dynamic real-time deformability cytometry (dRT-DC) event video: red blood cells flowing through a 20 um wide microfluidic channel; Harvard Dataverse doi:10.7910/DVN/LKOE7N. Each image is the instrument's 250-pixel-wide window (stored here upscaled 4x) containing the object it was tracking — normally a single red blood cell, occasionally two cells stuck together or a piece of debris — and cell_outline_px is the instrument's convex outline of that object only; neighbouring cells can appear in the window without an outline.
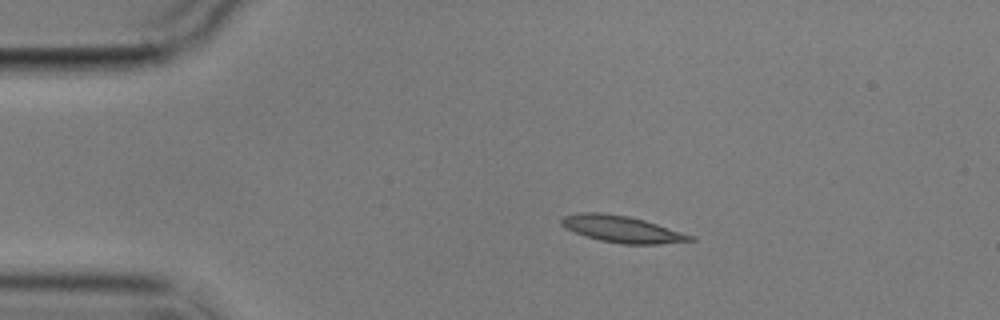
{"species": "common noctule bat (a hibernating species)", "species_latin": "Nyctalus noctula", "temperature_condition": "cold", "stored_images_in_passage": 7, "camera_frame_rate_fps": 3000, "um_per_image_px": 0.085, "animal": {"sex": "male", "body_mass_g": 17.9}, "frame": {"image": 1, "passage_image": 1, "time_ms": 0.0, "image_size_px": [1000, 320], "cell_outline_px": [[696, 240], [660, 244], [620, 244], [600, 240], [564, 228], [560, 224], [560, 220], [564, 216], [580, 212], [600, 212], [628, 216], [644, 220], [696, 236]], "centroid_in_image_um": [52.89, 19.47], "position_along_channel_um": 32.1, "area_um2": 20.0}}
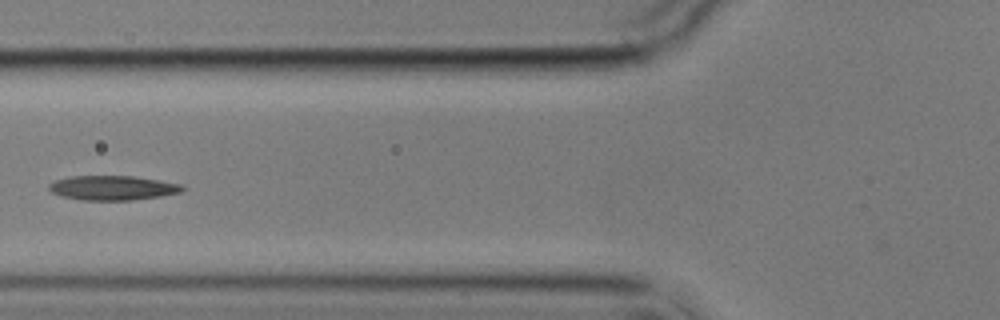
{"frame": {"image": 2, "passage_image": 4, "time_ms": 3.667, "image_size_px": [1000, 320], "cell_outline_px": [[184, 188], [180, 192], [160, 196], [132, 200], [80, 200], [64, 196], [52, 192], [48, 188], [48, 184], [56, 180], [68, 176], [132, 176], [160, 180], [180, 184]], "centroid_in_image_um": [9.55, 15.96], "position_along_channel_um": 116.3, "area_um2": 18.9}}
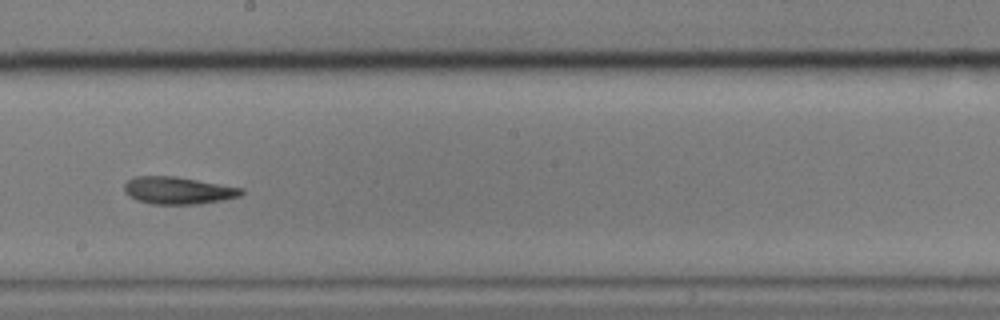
{"frame": {"image": 3, "passage_image": 7, "time_ms": 7.0, "image_size_px": [1000, 320], "cell_outline_px": [[244, 192], [240, 196], [200, 204], [152, 204], [136, 200], [128, 196], [124, 192], [124, 184], [128, 180], [136, 176], [176, 176], [244, 188]], "centroid_in_image_um": [15.12, 16.19], "position_along_channel_um": 233.1, "area_um2": 18.73}}